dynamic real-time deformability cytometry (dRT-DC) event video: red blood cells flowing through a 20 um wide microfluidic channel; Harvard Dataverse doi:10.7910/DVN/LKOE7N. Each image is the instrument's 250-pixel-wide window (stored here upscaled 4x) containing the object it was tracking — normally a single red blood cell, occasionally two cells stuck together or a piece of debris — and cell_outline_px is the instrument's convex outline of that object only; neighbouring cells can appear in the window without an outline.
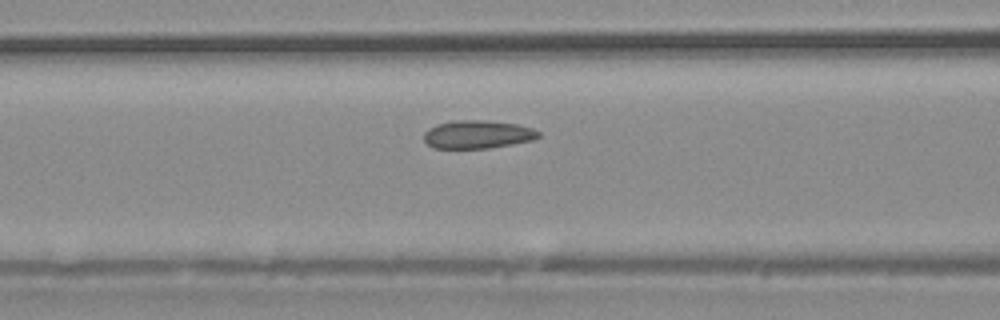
{"species": "common noctule bat (a hibernating species)", "species_latin": "Nyctalus noctula", "temperature_condition": "warm", "stored_images_in_passage": 24, "camera_frame_rate_fps": 3000, "um_per_image_px": 0.085, "animal": {"sex": "male", "body_mass_g": 20.4}, "frame": {"image": 1, "passage_image": 8, "time_ms": 2.333, "image_size_px": [1000, 320], "cell_outline_px": [[540, 136], [532, 140], [512, 144], [488, 148], [432, 148], [424, 140], [424, 132], [428, 128], [436, 124], [452, 120], [484, 120], [516, 124], [532, 128], [540, 132]], "centroid_in_image_um": [40.56, 11.42], "position_along_channel_um": 126.0, "area_um2": 18.84}}
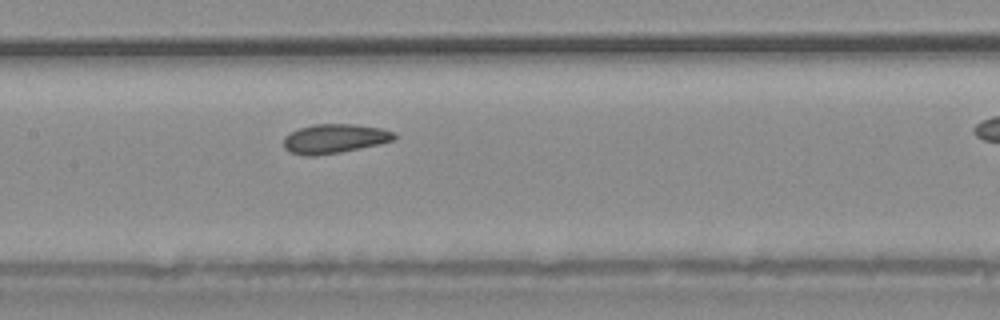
{"frame": {"image": 2, "passage_image": 11, "time_ms": 3.333, "image_size_px": [1000, 320], "cell_outline_px": [[396, 140], [380, 144], [340, 152], [316, 156], [304, 156], [288, 152], [284, 148], [284, 136], [300, 128], [316, 124], [352, 124], [380, 128], [396, 132]], "centroid_in_image_um": [28.44, 11.8], "position_along_channel_um": 179.0, "area_um2": 18.96}}